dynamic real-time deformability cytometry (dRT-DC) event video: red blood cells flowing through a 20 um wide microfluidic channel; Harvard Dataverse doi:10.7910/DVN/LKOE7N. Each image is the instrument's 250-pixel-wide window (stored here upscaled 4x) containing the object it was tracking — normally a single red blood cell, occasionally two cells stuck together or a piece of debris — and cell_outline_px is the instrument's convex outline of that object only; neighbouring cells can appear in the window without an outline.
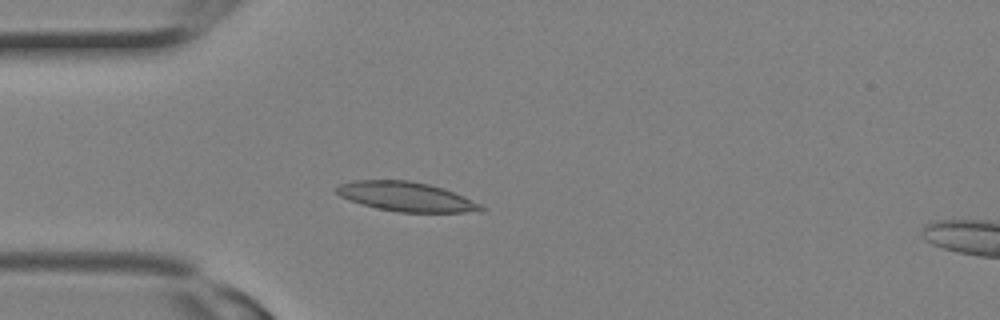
{"species": "Egyptian fruit bat (a non-hibernating species)", "species_latin": "Rousettus aegyptiacus", "temperature_condition": "room temperature", "stored_images_in_passage": 2, "segment_of_instrument_passage": [1, 2], "camera_frame_rate_fps": 3000, "um_per_image_px": 0.085, "animal": {"sex": "female"}, "frame": {"image": 1, "passage_image": 1, "time_ms": 0.0, "image_size_px": [1000, 320], "cell_outline_px": [[488, 208], [484, 212], [396, 212], [376, 208], [348, 200], [340, 196], [336, 192], [336, 188], [340, 184], [352, 180], [408, 180], [428, 184], [444, 188], [464, 196]], "centroid_in_image_um": [34.56, 16.72], "position_along_channel_um": 50.4, "area_um2": 24.97}}